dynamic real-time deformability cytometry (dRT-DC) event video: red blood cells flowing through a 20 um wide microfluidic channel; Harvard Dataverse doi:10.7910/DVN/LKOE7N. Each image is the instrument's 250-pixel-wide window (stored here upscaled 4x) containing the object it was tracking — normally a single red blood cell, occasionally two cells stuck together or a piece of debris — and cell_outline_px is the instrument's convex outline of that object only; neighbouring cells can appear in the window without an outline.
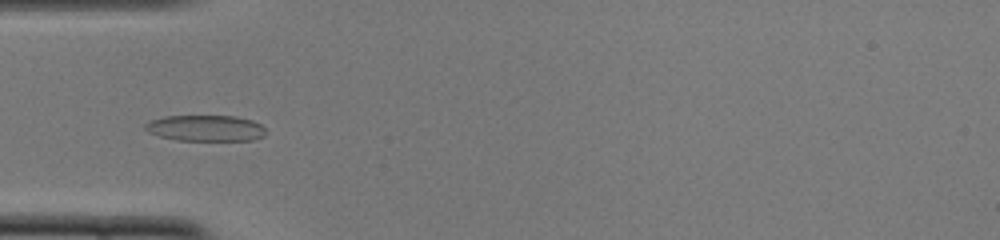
{"species": "common noctule bat (a hibernating species)", "species_latin": "Nyctalus noctula", "temperature_condition": "cold", "stored_images_in_passage": 51, "camera_frame_rate_fps": 3000, "um_per_image_px": 0.085, "animal": {"sex": "female", "body_mass_g": 22.0, "forearm_length_mm": 56.7}, "frame": {"image": 1, "passage_image": 16, "time_ms": 5.0, "image_size_px": [1000, 240], "cell_outline_px": [[268, 132], [264, 136], [252, 140], [176, 140], [160, 136], [148, 132], [144, 128], [144, 124], [152, 120], [164, 116], [236, 116], [252, 120], [260, 124]], "centroid_in_image_um": [17.49, 10.89], "position_along_channel_um": 67.5, "area_um2": 18.32}}
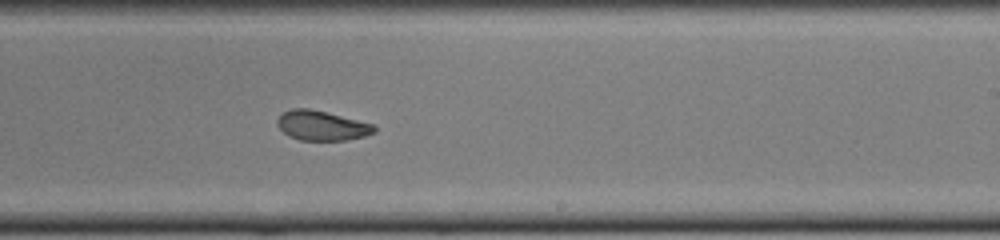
{"frame": {"image": 2, "passage_image": 31, "time_ms": 10.0, "image_size_px": [1000, 240], "cell_outline_px": [[376, 132], [364, 136], [344, 140], [300, 140], [288, 136], [276, 124], [276, 120], [284, 112], [292, 108], [308, 108], [376, 124]], "centroid_in_image_um": [27.36, 10.67], "position_along_channel_um": 261.6, "area_um2": 16.76}}
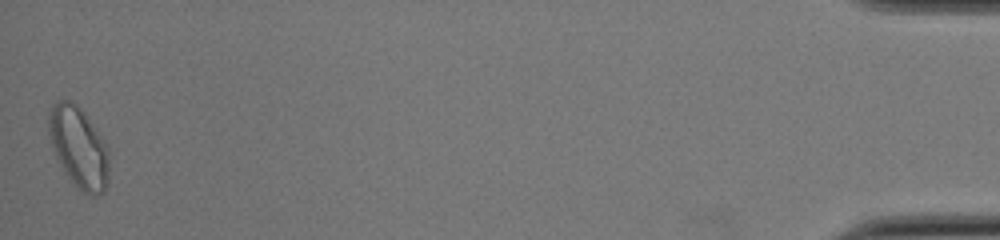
{"frame": {"image": 3, "passage_image": 51, "time_ms": 16.667, "image_size_px": [1000, 240], "cell_outline_px": [[108, 184], [104, 192], [96, 196], [88, 196], [68, 176], [60, 164], [56, 156], [48, 132], [48, 112], [52, 104], [56, 100], [72, 100], [84, 112], [108, 148]], "centroid_in_image_um": [6.68, 12.5], "position_along_channel_um": 428.5, "area_um2": 28.26}, "authors_computed_cell_mechanics": {"area_um2": 18.1492, "velocity_mm_per_s": 3.8915, "shape_relaxation_time_tau1_ms": null, "shape_relaxation_time_tau2_ms": 2.2323, "deformation_change_tau1": null, "deformation_change_tau2": 0.0741}}